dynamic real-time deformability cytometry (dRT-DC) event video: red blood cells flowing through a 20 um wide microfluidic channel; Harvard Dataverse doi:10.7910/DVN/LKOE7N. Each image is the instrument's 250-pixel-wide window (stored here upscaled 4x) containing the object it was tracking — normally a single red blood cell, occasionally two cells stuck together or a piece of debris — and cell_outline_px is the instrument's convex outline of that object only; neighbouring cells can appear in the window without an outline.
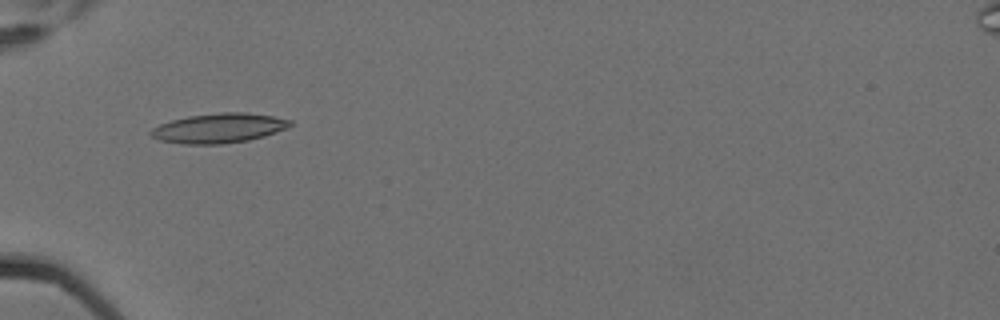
{"species": "Egyptian fruit bat (a non-hibernating species)", "species_latin": "Rousettus aegyptiacus", "temperature_condition": "cold", "stored_images_in_passage": 9, "camera_frame_rate_fps": 3000, "um_per_image_px": 0.085, "animal": {"sex": "female"}, "frame": {"image": 1, "passage_image": 7, "time_ms": 2.0, "image_size_px": [1000, 320], "cell_outline_px": [[292, 124], [284, 128], [264, 136], [248, 140], [220, 144], [184, 144], [160, 140], [152, 136], [148, 132], [152, 128], [160, 124], [172, 120], [188, 116], [220, 112], [244, 112], [272, 116], [292, 120]], "centroid_in_image_um": [18.57, 10.88], "position_along_channel_um": 66.4, "area_um2": 23.81}}
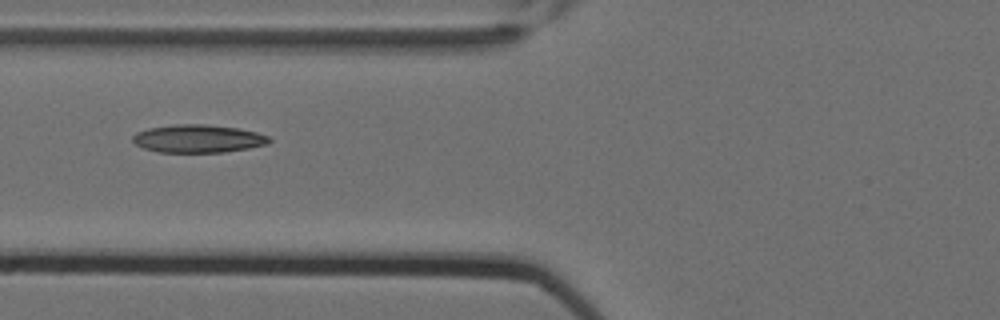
{"frame": {"image": 2, "passage_image": 8, "time_ms": 2.333, "image_size_px": [1000, 320], "cell_outline_px": [[272, 140], [268, 144], [248, 148], [224, 152], [156, 152], [144, 148], [136, 144], [132, 140], [132, 136], [136, 132], [148, 128], [172, 124], [204, 124], [236, 128], [256, 132], [268, 136]], "centroid_in_image_um": [16.81, 11.78], "position_along_channel_um": 109.0, "area_um2": 22.25}}
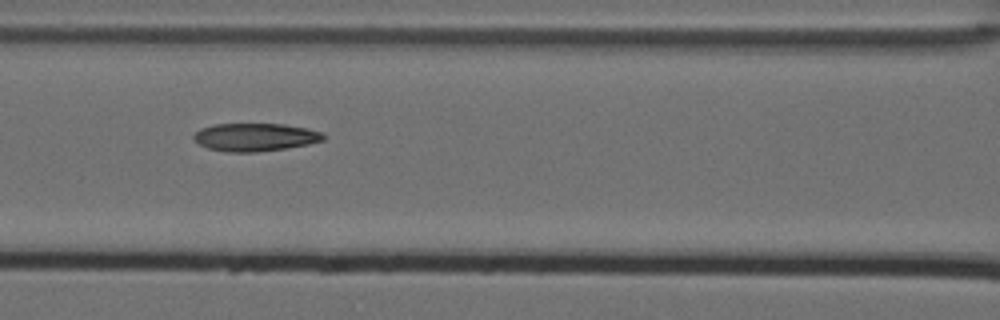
{"frame": {"image": 3, "passage_image": 9, "time_ms": 2.667, "image_size_px": [1000, 320], "cell_outline_px": [[324, 140], [308, 144], [284, 148], [256, 152], [224, 152], [208, 148], [192, 140], [192, 136], [200, 128], [216, 124], [284, 124], [308, 128], [324, 132]], "centroid_in_image_um": [21.67, 11.65], "position_along_channel_um": 144.9, "area_um2": 21.21}}